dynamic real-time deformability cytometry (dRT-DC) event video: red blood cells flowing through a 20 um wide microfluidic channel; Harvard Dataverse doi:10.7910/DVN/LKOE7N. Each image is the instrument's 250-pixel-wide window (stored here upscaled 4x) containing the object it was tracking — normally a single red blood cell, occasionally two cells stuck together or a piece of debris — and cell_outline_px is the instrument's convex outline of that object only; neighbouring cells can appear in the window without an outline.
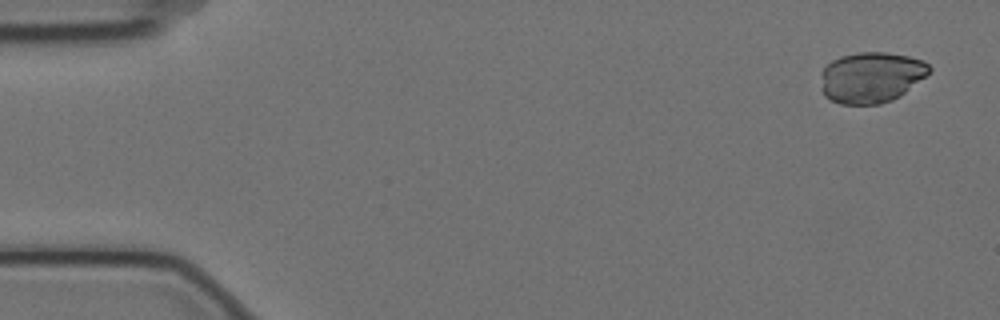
{"species": "Egyptian fruit bat (a non-hibernating species)", "species_latin": "Rousettus aegyptiacus", "temperature_condition": "cold", "stored_images_in_passage": 5, "camera_frame_rate_fps": 3000, "um_per_image_px": 0.085, "animal": {"sex": "female"}, "frame": {"image": 1, "passage_image": 1, "time_ms": 0.0, "image_size_px": [1000, 320], "cell_outline_px": [[932, 72], [900, 96], [892, 100], [880, 104], [840, 104], [824, 96], [820, 88], [820, 72], [832, 60], [840, 56], [860, 52], [884, 52], [908, 56], [924, 60], [932, 68]], "centroid_in_image_um": [74.05, 6.57], "position_along_channel_um": 11.0, "area_um2": 32.54}}
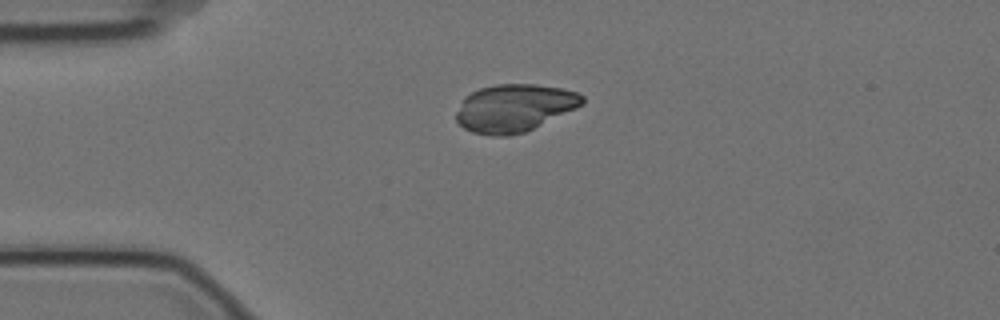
{"frame": {"image": 2, "passage_image": 4, "time_ms": 1.0, "image_size_px": [1000, 320], "cell_outline_px": [[584, 104], [576, 108], [524, 132], [508, 136], [492, 136], [472, 132], [464, 128], [456, 120], [456, 112], [464, 96], [480, 88], [496, 84], [536, 84], [564, 88], [576, 92], [584, 96]], "centroid_in_image_um": [43.71, 9.17], "position_along_channel_um": 41.3, "area_um2": 34.97}}